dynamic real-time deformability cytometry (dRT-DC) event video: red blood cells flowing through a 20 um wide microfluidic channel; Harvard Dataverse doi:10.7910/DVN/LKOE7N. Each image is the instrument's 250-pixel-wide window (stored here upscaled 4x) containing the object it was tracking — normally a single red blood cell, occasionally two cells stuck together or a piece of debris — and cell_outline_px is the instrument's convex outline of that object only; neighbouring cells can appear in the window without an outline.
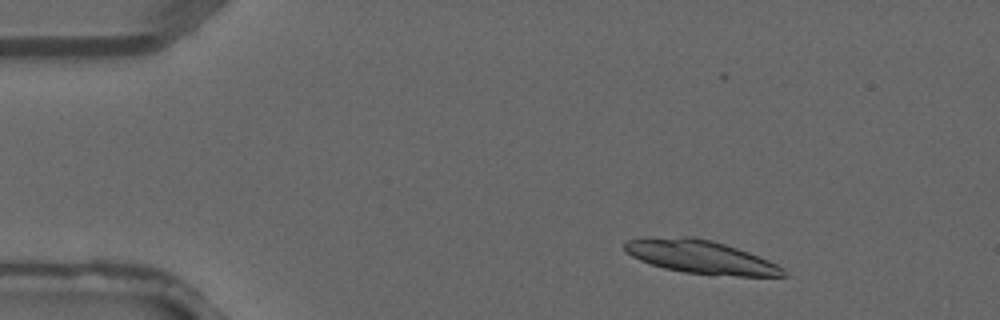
{"species": "common noctule bat (a hibernating species)", "species_latin": "Nyctalus noctula", "temperature_condition": "warm", "stored_images_in_passage": 4, "camera_frame_rate_fps": 3000, "um_per_image_px": 0.085, "animal": {"sex": "male", "forearm_length_mm": 52.5}, "frame": {"image": 1, "passage_image": 2, "time_ms": 0.333, "image_size_px": [1000, 320], "cell_outline_px": [[788, 276], [736, 276], [684, 272], [664, 268], [640, 260], [632, 256], [624, 248], [624, 240], [684, 236], [692, 236], [712, 240], [748, 252], [768, 260], [784, 268], [788, 272]], "centroid_in_image_um": [59.6, 21.84], "position_along_channel_um": 25.4, "area_um2": 30.4}}
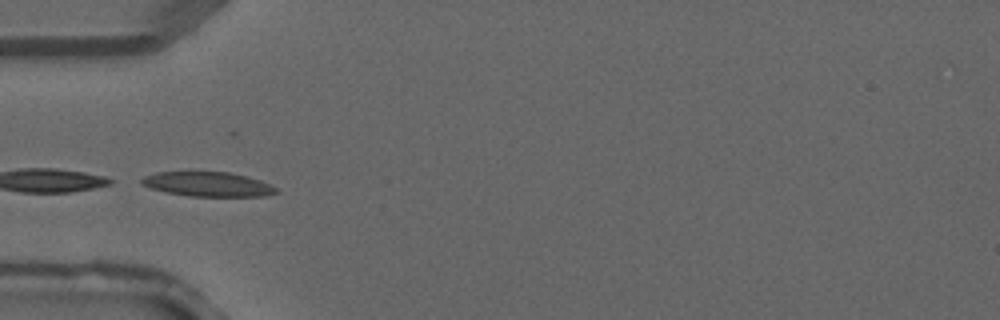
{"frame": {"image": 2, "passage_image": 4, "time_ms": 1.0, "image_size_px": [1000, 320], "cell_outline_px": [[280, 192], [264, 196], [188, 196], [164, 192], [140, 184], [140, 180], [144, 176], [156, 172], [192, 168], [228, 172], [248, 176], [260, 180], [276, 188]], "centroid_in_image_um": [17.58, 15.6], "position_along_channel_um": 67.4, "area_um2": 20.29}}